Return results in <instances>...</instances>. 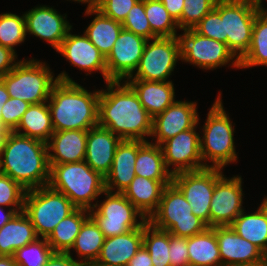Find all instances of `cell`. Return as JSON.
Returning a JSON list of instances; mask_svg holds the SVG:
<instances>
[{
	"label": "cell",
	"mask_w": 267,
	"mask_h": 266,
	"mask_svg": "<svg viewBox=\"0 0 267 266\" xmlns=\"http://www.w3.org/2000/svg\"><path fill=\"white\" fill-rule=\"evenodd\" d=\"M76 209L67 196L49 185L27 190L25 194L23 211L40 238H47L56 225Z\"/></svg>",
	"instance_id": "ba28073f"
},
{
	"label": "cell",
	"mask_w": 267,
	"mask_h": 266,
	"mask_svg": "<svg viewBox=\"0 0 267 266\" xmlns=\"http://www.w3.org/2000/svg\"><path fill=\"white\" fill-rule=\"evenodd\" d=\"M14 132L47 143L54 133L48 103L31 104Z\"/></svg>",
	"instance_id": "f546056e"
},
{
	"label": "cell",
	"mask_w": 267,
	"mask_h": 266,
	"mask_svg": "<svg viewBox=\"0 0 267 266\" xmlns=\"http://www.w3.org/2000/svg\"><path fill=\"white\" fill-rule=\"evenodd\" d=\"M142 140H122L117 146L110 172L105 176V190L123 191L136 176L135 161L138 150L145 144Z\"/></svg>",
	"instance_id": "7402d4cb"
},
{
	"label": "cell",
	"mask_w": 267,
	"mask_h": 266,
	"mask_svg": "<svg viewBox=\"0 0 267 266\" xmlns=\"http://www.w3.org/2000/svg\"><path fill=\"white\" fill-rule=\"evenodd\" d=\"M105 236L99 229L96 222L89 217L82 225L78 233L75 243L71 249L76 251L79 257V264L87 266L88 264L95 263L98 258L101 248L104 244Z\"/></svg>",
	"instance_id": "836d02e7"
},
{
	"label": "cell",
	"mask_w": 267,
	"mask_h": 266,
	"mask_svg": "<svg viewBox=\"0 0 267 266\" xmlns=\"http://www.w3.org/2000/svg\"><path fill=\"white\" fill-rule=\"evenodd\" d=\"M145 14L157 37H177L179 26L160 0H145Z\"/></svg>",
	"instance_id": "8d00e7d4"
},
{
	"label": "cell",
	"mask_w": 267,
	"mask_h": 266,
	"mask_svg": "<svg viewBox=\"0 0 267 266\" xmlns=\"http://www.w3.org/2000/svg\"><path fill=\"white\" fill-rule=\"evenodd\" d=\"M90 217L89 210L77 208L60 221L46 238L54 252L68 253L73 247L83 223Z\"/></svg>",
	"instance_id": "1f68e13d"
},
{
	"label": "cell",
	"mask_w": 267,
	"mask_h": 266,
	"mask_svg": "<svg viewBox=\"0 0 267 266\" xmlns=\"http://www.w3.org/2000/svg\"><path fill=\"white\" fill-rule=\"evenodd\" d=\"M37 238L35 228L25 212H17L0 228V256H13L16 250Z\"/></svg>",
	"instance_id": "4316f807"
},
{
	"label": "cell",
	"mask_w": 267,
	"mask_h": 266,
	"mask_svg": "<svg viewBox=\"0 0 267 266\" xmlns=\"http://www.w3.org/2000/svg\"><path fill=\"white\" fill-rule=\"evenodd\" d=\"M73 253L54 252L44 266H81Z\"/></svg>",
	"instance_id": "c3c4849f"
},
{
	"label": "cell",
	"mask_w": 267,
	"mask_h": 266,
	"mask_svg": "<svg viewBox=\"0 0 267 266\" xmlns=\"http://www.w3.org/2000/svg\"><path fill=\"white\" fill-rule=\"evenodd\" d=\"M17 57L18 56L15 51L0 45V78L4 77L20 62Z\"/></svg>",
	"instance_id": "7dc6e473"
},
{
	"label": "cell",
	"mask_w": 267,
	"mask_h": 266,
	"mask_svg": "<svg viewBox=\"0 0 267 266\" xmlns=\"http://www.w3.org/2000/svg\"><path fill=\"white\" fill-rule=\"evenodd\" d=\"M26 191L9 176L0 173V206L23 211Z\"/></svg>",
	"instance_id": "b9f144b4"
},
{
	"label": "cell",
	"mask_w": 267,
	"mask_h": 266,
	"mask_svg": "<svg viewBox=\"0 0 267 266\" xmlns=\"http://www.w3.org/2000/svg\"><path fill=\"white\" fill-rule=\"evenodd\" d=\"M230 226L267 256V207L263 202L253 213H246L244 209Z\"/></svg>",
	"instance_id": "83f0119b"
},
{
	"label": "cell",
	"mask_w": 267,
	"mask_h": 266,
	"mask_svg": "<svg viewBox=\"0 0 267 266\" xmlns=\"http://www.w3.org/2000/svg\"><path fill=\"white\" fill-rule=\"evenodd\" d=\"M197 127L198 124L160 145L165 166L172 175L206 168L201 158L200 134L196 132ZM171 166L173 168H170Z\"/></svg>",
	"instance_id": "5bb4252c"
},
{
	"label": "cell",
	"mask_w": 267,
	"mask_h": 266,
	"mask_svg": "<svg viewBox=\"0 0 267 266\" xmlns=\"http://www.w3.org/2000/svg\"><path fill=\"white\" fill-rule=\"evenodd\" d=\"M171 182L136 175L123 194L148 220L156 211L165 186Z\"/></svg>",
	"instance_id": "484cf974"
},
{
	"label": "cell",
	"mask_w": 267,
	"mask_h": 266,
	"mask_svg": "<svg viewBox=\"0 0 267 266\" xmlns=\"http://www.w3.org/2000/svg\"><path fill=\"white\" fill-rule=\"evenodd\" d=\"M239 61L241 69L267 67V14L257 12L250 47Z\"/></svg>",
	"instance_id": "e575fe53"
},
{
	"label": "cell",
	"mask_w": 267,
	"mask_h": 266,
	"mask_svg": "<svg viewBox=\"0 0 267 266\" xmlns=\"http://www.w3.org/2000/svg\"><path fill=\"white\" fill-rule=\"evenodd\" d=\"M264 205L267 207V196L264 197L263 201Z\"/></svg>",
	"instance_id": "94428289"
},
{
	"label": "cell",
	"mask_w": 267,
	"mask_h": 266,
	"mask_svg": "<svg viewBox=\"0 0 267 266\" xmlns=\"http://www.w3.org/2000/svg\"><path fill=\"white\" fill-rule=\"evenodd\" d=\"M139 0H100L96 9L111 19L123 23L128 12Z\"/></svg>",
	"instance_id": "f6af8a7d"
},
{
	"label": "cell",
	"mask_w": 267,
	"mask_h": 266,
	"mask_svg": "<svg viewBox=\"0 0 267 266\" xmlns=\"http://www.w3.org/2000/svg\"><path fill=\"white\" fill-rule=\"evenodd\" d=\"M124 82V83H123ZM153 118L140 103L137 94L125 81L106 82L98 101V125L122 140L151 137Z\"/></svg>",
	"instance_id": "6da1fadb"
},
{
	"label": "cell",
	"mask_w": 267,
	"mask_h": 266,
	"mask_svg": "<svg viewBox=\"0 0 267 266\" xmlns=\"http://www.w3.org/2000/svg\"><path fill=\"white\" fill-rule=\"evenodd\" d=\"M214 9L223 21L227 46L240 60L251 44L252 30L257 14L253 0H218Z\"/></svg>",
	"instance_id": "30bf717a"
},
{
	"label": "cell",
	"mask_w": 267,
	"mask_h": 266,
	"mask_svg": "<svg viewBox=\"0 0 267 266\" xmlns=\"http://www.w3.org/2000/svg\"><path fill=\"white\" fill-rule=\"evenodd\" d=\"M255 4V8L259 13L267 14V9H265L263 6V0H253ZM267 1V0H266Z\"/></svg>",
	"instance_id": "6f0895ef"
},
{
	"label": "cell",
	"mask_w": 267,
	"mask_h": 266,
	"mask_svg": "<svg viewBox=\"0 0 267 266\" xmlns=\"http://www.w3.org/2000/svg\"><path fill=\"white\" fill-rule=\"evenodd\" d=\"M70 1L78 2V3H81V4H86L87 3L86 9L97 8V6H98V4L100 2V0H70Z\"/></svg>",
	"instance_id": "9f6ffc18"
},
{
	"label": "cell",
	"mask_w": 267,
	"mask_h": 266,
	"mask_svg": "<svg viewBox=\"0 0 267 266\" xmlns=\"http://www.w3.org/2000/svg\"><path fill=\"white\" fill-rule=\"evenodd\" d=\"M122 139L99 125L87 130L85 162L105 177L111 170L117 146Z\"/></svg>",
	"instance_id": "44dd1931"
},
{
	"label": "cell",
	"mask_w": 267,
	"mask_h": 266,
	"mask_svg": "<svg viewBox=\"0 0 267 266\" xmlns=\"http://www.w3.org/2000/svg\"><path fill=\"white\" fill-rule=\"evenodd\" d=\"M221 96L220 92L204 122L203 134L201 131L200 136V153L205 167L224 169L238 160V154L234 144V125L225 111Z\"/></svg>",
	"instance_id": "5b68a950"
},
{
	"label": "cell",
	"mask_w": 267,
	"mask_h": 266,
	"mask_svg": "<svg viewBox=\"0 0 267 266\" xmlns=\"http://www.w3.org/2000/svg\"><path fill=\"white\" fill-rule=\"evenodd\" d=\"M147 39L122 29L113 49L106 57L109 81H125L137 69Z\"/></svg>",
	"instance_id": "2e32d148"
},
{
	"label": "cell",
	"mask_w": 267,
	"mask_h": 266,
	"mask_svg": "<svg viewBox=\"0 0 267 266\" xmlns=\"http://www.w3.org/2000/svg\"><path fill=\"white\" fill-rule=\"evenodd\" d=\"M183 31L179 35L182 62L204 70H214L226 65L240 69V61L226 43L202 36L194 29Z\"/></svg>",
	"instance_id": "8fae6325"
},
{
	"label": "cell",
	"mask_w": 267,
	"mask_h": 266,
	"mask_svg": "<svg viewBox=\"0 0 267 266\" xmlns=\"http://www.w3.org/2000/svg\"><path fill=\"white\" fill-rule=\"evenodd\" d=\"M10 132L11 131L7 128H0V156Z\"/></svg>",
	"instance_id": "db71d44e"
},
{
	"label": "cell",
	"mask_w": 267,
	"mask_h": 266,
	"mask_svg": "<svg viewBox=\"0 0 267 266\" xmlns=\"http://www.w3.org/2000/svg\"><path fill=\"white\" fill-rule=\"evenodd\" d=\"M103 195L106 197L104 201H99V204L97 200L95 207L89 210V214L105 238L122 235L142 227L147 222L144 215L123 193L105 190Z\"/></svg>",
	"instance_id": "9c48e42d"
},
{
	"label": "cell",
	"mask_w": 267,
	"mask_h": 266,
	"mask_svg": "<svg viewBox=\"0 0 267 266\" xmlns=\"http://www.w3.org/2000/svg\"><path fill=\"white\" fill-rule=\"evenodd\" d=\"M84 15H96L84 30V34L107 57L123 29L122 23L105 16L96 8L86 9Z\"/></svg>",
	"instance_id": "f1b7e54d"
},
{
	"label": "cell",
	"mask_w": 267,
	"mask_h": 266,
	"mask_svg": "<svg viewBox=\"0 0 267 266\" xmlns=\"http://www.w3.org/2000/svg\"><path fill=\"white\" fill-rule=\"evenodd\" d=\"M242 176L224 175L215 183L209 212V227L230 226L243 207Z\"/></svg>",
	"instance_id": "9a60e30c"
},
{
	"label": "cell",
	"mask_w": 267,
	"mask_h": 266,
	"mask_svg": "<svg viewBox=\"0 0 267 266\" xmlns=\"http://www.w3.org/2000/svg\"><path fill=\"white\" fill-rule=\"evenodd\" d=\"M135 173L150 180L172 181V174L165 166L161 147L149 141L137 152Z\"/></svg>",
	"instance_id": "d6a6232c"
},
{
	"label": "cell",
	"mask_w": 267,
	"mask_h": 266,
	"mask_svg": "<svg viewBox=\"0 0 267 266\" xmlns=\"http://www.w3.org/2000/svg\"><path fill=\"white\" fill-rule=\"evenodd\" d=\"M87 266H105V265L97 264V263H91V264H88Z\"/></svg>",
	"instance_id": "91938a15"
},
{
	"label": "cell",
	"mask_w": 267,
	"mask_h": 266,
	"mask_svg": "<svg viewBox=\"0 0 267 266\" xmlns=\"http://www.w3.org/2000/svg\"><path fill=\"white\" fill-rule=\"evenodd\" d=\"M29 104L19 98H9L2 106L1 123L10 131H14L20 123L23 114L27 111Z\"/></svg>",
	"instance_id": "ee69618b"
},
{
	"label": "cell",
	"mask_w": 267,
	"mask_h": 266,
	"mask_svg": "<svg viewBox=\"0 0 267 266\" xmlns=\"http://www.w3.org/2000/svg\"><path fill=\"white\" fill-rule=\"evenodd\" d=\"M126 266H153L148 250L142 245Z\"/></svg>",
	"instance_id": "681fc988"
},
{
	"label": "cell",
	"mask_w": 267,
	"mask_h": 266,
	"mask_svg": "<svg viewBox=\"0 0 267 266\" xmlns=\"http://www.w3.org/2000/svg\"><path fill=\"white\" fill-rule=\"evenodd\" d=\"M263 266H267V257L263 260Z\"/></svg>",
	"instance_id": "6125c7cd"
},
{
	"label": "cell",
	"mask_w": 267,
	"mask_h": 266,
	"mask_svg": "<svg viewBox=\"0 0 267 266\" xmlns=\"http://www.w3.org/2000/svg\"><path fill=\"white\" fill-rule=\"evenodd\" d=\"M218 0H184L179 30L193 29L216 5Z\"/></svg>",
	"instance_id": "ab89813d"
},
{
	"label": "cell",
	"mask_w": 267,
	"mask_h": 266,
	"mask_svg": "<svg viewBox=\"0 0 267 266\" xmlns=\"http://www.w3.org/2000/svg\"><path fill=\"white\" fill-rule=\"evenodd\" d=\"M50 168L46 142L9 133L0 156V173L31 190L49 184Z\"/></svg>",
	"instance_id": "3957f363"
},
{
	"label": "cell",
	"mask_w": 267,
	"mask_h": 266,
	"mask_svg": "<svg viewBox=\"0 0 267 266\" xmlns=\"http://www.w3.org/2000/svg\"><path fill=\"white\" fill-rule=\"evenodd\" d=\"M169 255L171 266H190L187 238L170 234Z\"/></svg>",
	"instance_id": "bcb514c9"
},
{
	"label": "cell",
	"mask_w": 267,
	"mask_h": 266,
	"mask_svg": "<svg viewBox=\"0 0 267 266\" xmlns=\"http://www.w3.org/2000/svg\"><path fill=\"white\" fill-rule=\"evenodd\" d=\"M46 62L22 59L0 79L11 98H19L29 104L47 102L52 87L58 81Z\"/></svg>",
	"instance_id": "52a82bcc"
},
{
	"label": "cell",
	"mask_w": 267,
	"mask_h": 266,
	"mask_svg": "<svg viewBox=\"0 0 267 266\" xmlns=\"http://www.w3.org/2000/svg\"><path fill=\"white\" fill-rule=\"evenodd\" d=\"M54 253L46 238H37L15 251L13 258L18 266H44Z\"/></svg>",
	"instance_id": "f35d334b"
},
{
	"label": "cell",
	"mask_w": 267,
	"mask_h": 266,
	"mask_svg": "<svg viewBox=\"0 0 267 266\" xmlns=\"http://www.w3.org/2000/svg\"><path fill=\"white\" fill-rule=\"evenodd\" d=\"M147 221L157 229L183 238L200 234L208 228L193 214L189 202L173 182L165 186L156 211Z\"/></svg>",
	"instance_id": "8992f818"
},
{
	"label": "cell",
	"mask_w": 267,
	"mask_h": 266,
	"mask_svg": "<svg viewBox=\"0 0 267 266\" xmlns=\"http://www.w3.org/2000/svg\"><path fill=\"white\" fill-rule=\"evenodd\" d=\"M49 186L63 193L77 208L91 210L105 191V177L85 161L50 164ZM95 201V204L93 203Z\"/></svg>",
	"instance_id": "277c9868"
},
{
	"label": "cell",
	"mask_w": 267,
	"mask_h": 266,
	"mask_svg": "<svg viewBox=\"0 0 267 266\" xmlns=\"http://www.w3.org/2000/svg\"><path fill=\"white\" fill-rule=\"evenodd\" d=\"M221 168L206 167L197 171L172 175V182L180 189L195 216L209 227L210 203L215 183L224 175Z\"/></svg>",
	"instance_id": "4fadbf2b"
},
{
	"label": "cell",
	"mask_w": 267,
	"mask_h": 266,
	"mask_svg": "<svg viewBox=\"0 0 267 266\" xmlns=\"http://www.w3.org/2000/svg\"><path fill=\"white\" fill-rule=\"evenodd\" d=\"M197 103L176 100L152 121L151 143L161 145L180 132L194 128L199 123Z\"/></svg>",
	"instance_id": "e0dca14e"
},
{
	"label": "cell",
	"mask_w": 267,
	"mask_h": 266,
	"mask_svg": "<svg viewBox=\"0 0 267 266\" xmlns=\"http://www.w3.org/2000/svg\"><path fill=\"white\" fill-rule=\"evenodd\" d=\"M232 266H263V261L251 263V264H238V265H232Z\"/></svg>",
	"instance_id": "680465c9"
},
{
	"label": "cell",
	"mask_w": 267,
	"mask_h": 266,
	"mask_svg": "<svg viewBox=\"0 0 267 266\" xmlns=\"http://www.w3.org/2000/svg\"><path fill=\"white\" fill-rule=\"evenodd\" d=\"M176 22L181 19L184 0H160Z\"/></svg>",
	"instance_id": "f907efd6"
},
{
	"label": "cell",
	"mask_w": 267,
	"mask_h": 266,
	"mask_svg": "<svg viewBox=\"0 0 267 266\" xmlns=\"http://www.w3.org/2000/svg\"><path fill=\"white\" fill-rule=\"evenodd\" d=\"M10 98L4 82L0 79V128H6L1 123V110L5 102Z\"/></svg>",
	"instance_id": "816d5d0a"
},
{
	"label": "cell",
	"mask_w": 267,
	"mask_h": 266,
	"mask_svg": "<svg viewBox=\"0 0 267 266\" xmlns=\"http://www.w3.org/2000/svg\"><path fill=\"white\" fill-rule=\"evenodd\" d=\"M123 29L142 36L147 40L158 38L152 31L145 14V0L134 4L122 23Z\"/></svg>",
	"instance_id": "60d3db41"
},
{
	"label": "cell",
	"mask_w": 267,
	"mask_h": 266,
	"mask_svg": "<svg viewBox=\"0 0 267 266\" xmlns=\"http://www.w3.org/2000/svg\"><path fill=\"white\" fill-rule=\"evenodd\" d=\"M221 266L251 264L267 256L250 241L240 237L231 226H215Z\"/></svg>",
	"instance_id": "ffe728a7"
},
{
	"label": "cell",
	"mask_w": 267,
	"mask_h": 266,
	"mask_svg": "<svg viewBox=\"0 0 267 266\" xmlns=\"http://www.w3.org/2000/svg\"><path fill=\"white\" fill-rule=\"evenodd\" d=\"M193 29L202 36L227 44V36H224L223 21L214 8Z\"/></svg>",
	"instance_id": "7bdbcfd3"
},
{
	"label": "cell",
	"mask_w": 267,
	"mask_h": 266,
	"mask_svg": "<svg viewBox=\"0 0 267 266\" xmlns=\"http://www.w3.org/2000/svg\"><path fill=\"white\" fill-rule=\"evenodd\" d=\"M125 82L134 90L140 103L152 118L176 101L172 81L126 79Z\"/></svg>",
	"instance_id": "d4e9b609"
},
{
	"label": "cell",
	"mask_w": 267,
	"mask_h": 266,
	"mask_svg": "<svg viewBox=\"0 0 267 266\" xmlns=\"http://www.w3.org/2000/svg\"><path fill=\"white\" fill-rule=\"evenodd\" d=\"M17 212L14 209L7 208L6 212L4 207L0 206V228L3 227Z\"/></svg>",
	"instance_id": "f5cc1de1"
},
{
	"label": "cell",
	"mask_w": 267,
	"mask_h": 266,
	"mask_svg": "<svg viewBox=\"0 0 267 266\" xmlns=\"http://www.w3.org/2000/svg\"><path fill=\"white\" fill-rule=\"evenodd\" d=\"M0 266H18L13 256H0Z\"/></svg>",
	"instance_id": "11a10c76"
},
{
	"label": "cell",
	"mask_w": 267,
	"mask_h": 266,
	"mask_svg": "<svg viewBox=\"0 0 267 266\" xmlns=\"http://www.w3.org/2000/svg\"><path fill=\"white\" fill-rule=\"evenodd\" d=\"M143 245L150 254L153 266H171L168 231L157 229L147 221L143 225Z\"/></svg>",
	"instance_id": "d590c367"
},
{
	"label": "cell",
	"mask_w": 267,
	"mask_h": 266,
	"mask_svg": "<svg viewBox=\"0 0 267 266\" xmlns=\"http://www.w3.org/2000/svg\"><path fill=\"white\" fill-rule=\"evenodd\" d=\"M179 60H181L179 36L148 40L135 74L127 79L171 81L169 76L172 75Z\"/></svg>",
	"instance_id": "7c38bea8"
},
{
	"label": "cell",
	"mask_w": 267,
	"mask_h": 266,
	"mask_svg": "<svg viewBox=\"0 0 267 266\" xmlns=\"http://www.w3.org/2000/svg\"><path fill=\"white\" fill-rule=\"evenodd\" d=\"M71 30L72 28L68 31L67 36L56 52L64 56L72 66L87 72L86 76L93 71H99L105 83L108 82L106 57L91 43L84 33L82 35L72 34Z\"/></svg>",
	"instance_id": "d6986e66"
},
{
	"label": "cell",
	"mask_w": 267,
	"mask_h": 266,
	"mask_svg": "<svg viewBox=\"0 0 267 266\" xmlns=\"http://www.w3.org/2000/svg\"><path fill=\"white\" fill-rule=\"evenodd\" d=\"M26 33L46 41L57 50L67 36L72 25L67 15L59 13L54 7L40 5L24 13Z\"/></svg>",
	"instance_id": "ac0fdd59"
},
{
	"label": "cell",
	"mask_w": 267,
	"mask_h": 266,
	"mask_svg": "<svg viewBox=\"0 0 267 266\" xmlns=\"http://www.w3.org/2000/svg\"><path fill=\"white\" fill-rule=\"evenodd\" d=\"M26 36L24 14L21 16L11 12L0 14V45L16 52L14 47L22 44Z\"/></svg>",
	"instance_id": "74e56055"
},
{
	"label": "cell",
	"mask_w": 267,
	"mask_h": 266,
	"mask_svg": "<svg viewBox=\"0 0 267 266\" xmlns=\"http://www.w3.org/2000/svg\"><path fill=\"white\" fill-rule=\"evenodd\" d=\"M190 266H221L215 227L187 238Z\"/></svg>",
	"instance_id": "4dcf8cb0"
},
{
	"label": "cell",
	"mask_w": 267,
	"mask_h": 266,
	"mask_svg": "<svg viewBox=\"0 0 267 266\" xmlns=\"http://www.w3.org/2000/svg\"><path fill=\"white\" fill-rule=\"evenodd\" d=\"M87 130L54 131L47 142L49 164L85 160Z\"/></svg>",
	"instance_id": "603a6c76"
},
{
	"label": "cell",
	"mask_w": 267,
	"mask_h": 266,
	"mask_svg": "<svg viewBox=\"0 0 267 266\" xmlns=\"http://www.w3.org/2000/svg\"><path fill=\"white\" fill-rule=\"evenodd\" d=\"M143 245V226L122 235L105 238L95 263L105 266H126Z\"/></svg>",
	"instance_id": "cb8c5ba5"
},
{
	"label": "cell",
	"mask_w": 267,
	"mask_h": 266,
	"mask_svg": "<svg viewBox=\"0 0 267 266\" xmlns=\"http://www.w3.org/2000/svg\"><path fill=\"white\" fill-rule=\"evenodd\" d=\"M47 101L54 131L89 130L98 125V101L101 90L88 91L66 71L57 76Z\"/></svg>",
	"instance_id": "7a4b0ae2"
}]
</instances>
